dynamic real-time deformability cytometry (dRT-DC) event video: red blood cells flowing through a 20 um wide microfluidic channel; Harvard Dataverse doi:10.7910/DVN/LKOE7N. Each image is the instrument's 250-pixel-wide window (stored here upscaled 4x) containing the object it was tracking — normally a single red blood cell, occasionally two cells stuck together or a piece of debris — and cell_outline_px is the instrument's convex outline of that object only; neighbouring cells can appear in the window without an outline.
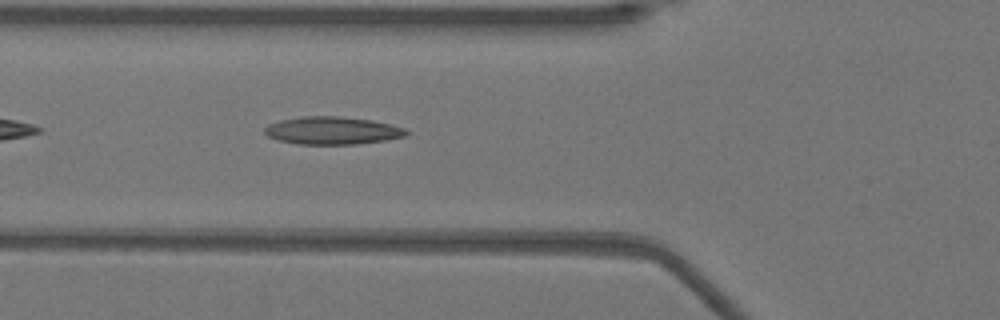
{"species": "Egyptian fruit bat (a non-hibernating species)", "species_latin": "Rousettus aegyptiacus", "temperature_condition": "warm", "stored_images_in_passage": 38, "camera_frame_rate_fps": 3000, "um_per_image_px": 0.085, "animal": {"sex": "female"}, "frame": {"image": 1, "passage_image": 5, "time_ms": 1.333, "image_size_px": [1000, 320], "cell_outline_px": [[408, 136], [384, 140], [356, 144], [296, 144], [280, 140], [268, 136], [264, 132], [264, 128], [268, 124], [280, 120], [300, 116], [340, 116], [372, 120], [392, 124], [404, 128], [408, 132]], "centroid_in_image_um": [28.25, 11.09], "position_along_channel_um": 97.5, "area_um2": 22.95}}
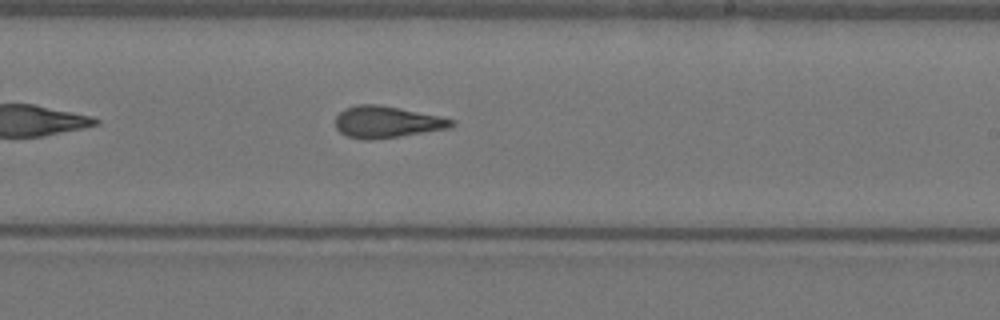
{"frame": {"image": 2, "passage_image": 17, "time_ms": 5.333, "image_size_px": [1000, 320], "cell_outline_px": [[456, 124], [452, 128], [400, 136], [372, 140], [364, 140], [348, 136], [340, 132], [336, 128], [336, 116], [344, 108], [356, 104], [380, 104], [440, 116], [456, 120]], "centroid_in_image_um": [32.91, 10.36], "position_along_channel_um": 256.1, "area_um2": 21.68}}
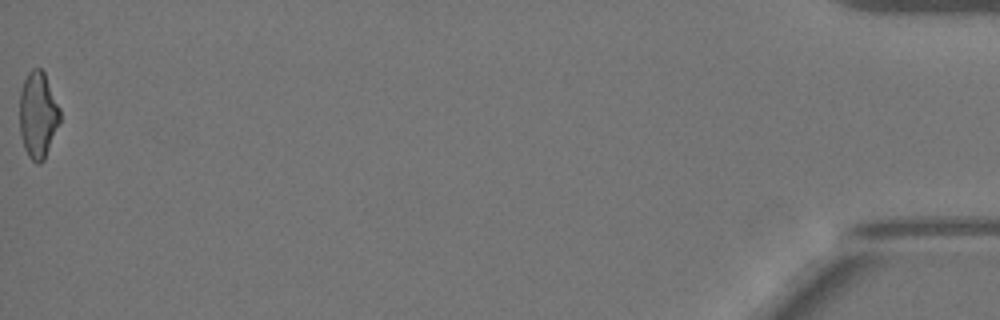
{"frame": {"image": 3, "passage_image": 38, "time_ms": 12.333, "image_size_px": [1000, 320], "cell_outline_px": [[60, 120], [44, 160], [40, 164], [36, 164], [28, 156], [24, 148], [20, 132], [20, 92], [24, 80], [28, 72], [32, 68], [40, 68], [44, 72], [60, 108]], "centroid_in_image_um": [3.22, 9.77], "position_along_channel_um": 432.0, "area_um2": 20.23}, "authors_computed_cell_mechanics": {"area_um2": 21.1837, "velocity_mm_per_s": 3.9572, "shape_relaxation_time_tau1_ms": null, "shape_relaxation_time_tau2_ms": 2.5439, "deformation_change_tau1": null, "deformation_change_tau2": 0.1151}}